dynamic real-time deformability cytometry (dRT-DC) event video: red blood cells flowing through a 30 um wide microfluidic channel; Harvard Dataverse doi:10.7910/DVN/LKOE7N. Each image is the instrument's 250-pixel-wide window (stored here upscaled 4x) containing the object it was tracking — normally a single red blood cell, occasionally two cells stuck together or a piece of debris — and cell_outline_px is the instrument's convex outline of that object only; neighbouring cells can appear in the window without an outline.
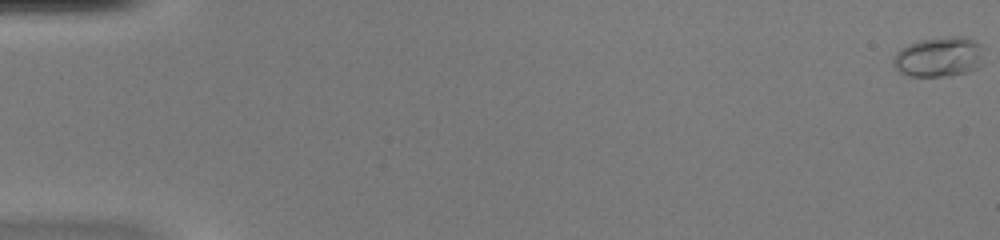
{"species": "common noctule bat (a hibernating species)", "species_latin": "Nyctalus noctula", "temperature_condition": "warm", "stored_images_in_passage": 52, "camera_frame_rate_fps": 3000, "um_per_image_px": 0.085, "animal": {"sex": "female", "body_mass_g": 20.0, "forearm_length_mm": 54.0}, "frame": {"image": 1, "passage_image": 1, "time_ms": 0.0, "image_size_px": [1000, 240], "cell_outline_px": [[984, 64], [968, 72], [948, 76], [908, 76], [900, 72], [892, 64], [892, 60], [896, 52], [900, 48], [908, 44], [920, 40], [952, 36], [964, 36], [976, 40], [984, 48]], "centroid_in_image_um": [79.86, 4.83], "position_along_channel_um": 5.1, "area_um2": 21.62}}
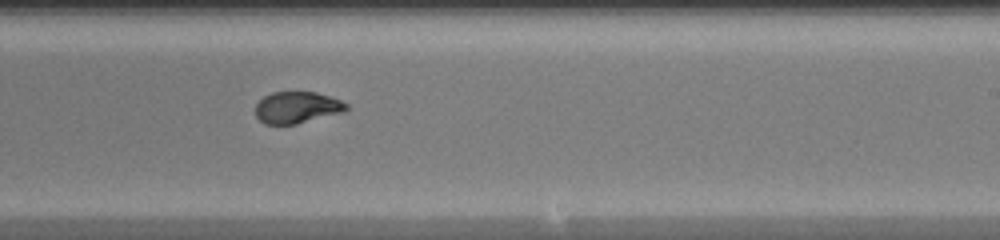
{"frame": {"image": 2, "passage_image": 33, "time_ms": 10.667, "image_size_px": [1000, 240], "cell_outline_px": [[348, 108], [344, 112], [296, 124], [264, 124], [256, 116], [256, 104], [264, 96], [272, 92], [316, 92], [332, 96], [348, 104]], "centroid_in_image_um": [25.26, 9.13], "position_along_channel_um": 263.7, "area_um2": 16.82}}
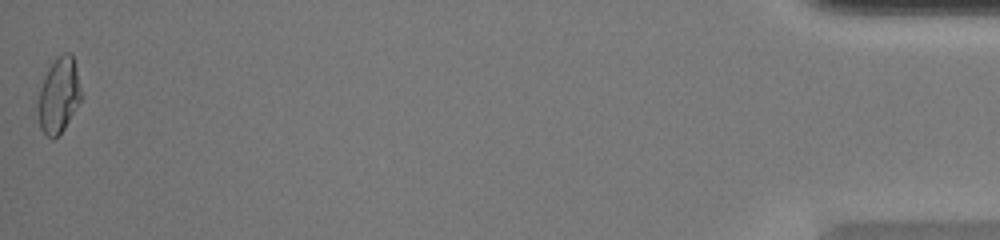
{"frame": {"image": 3, "passage_image": 52, "time_ms": 17.0, "image_size_px": [1000, 240], "cell_outline_px": [[80, 100], [64, 128], [52, 140], [40, 128], [36, 108], [40, 88], [44, 76], [48, 68], [56, 56], [64, 52], [68, 52], [72, 56], [80, 88]], "centroid_in_image_um": [4.94, 8.1], "position_along_channel_um": 430.3, "area_um2": 18.61}, "authors_computed_cell_mechanics": {"area_um2": 17.8891, "velocity_mm_per_s": 4.1002, "shape_relaxation_time_tau1_ms": 7.5687, "shape_relaxation_time_tau2_ms": null, "deformation_change_tau1": 0.2481, "deformation_change_tau2": null}}